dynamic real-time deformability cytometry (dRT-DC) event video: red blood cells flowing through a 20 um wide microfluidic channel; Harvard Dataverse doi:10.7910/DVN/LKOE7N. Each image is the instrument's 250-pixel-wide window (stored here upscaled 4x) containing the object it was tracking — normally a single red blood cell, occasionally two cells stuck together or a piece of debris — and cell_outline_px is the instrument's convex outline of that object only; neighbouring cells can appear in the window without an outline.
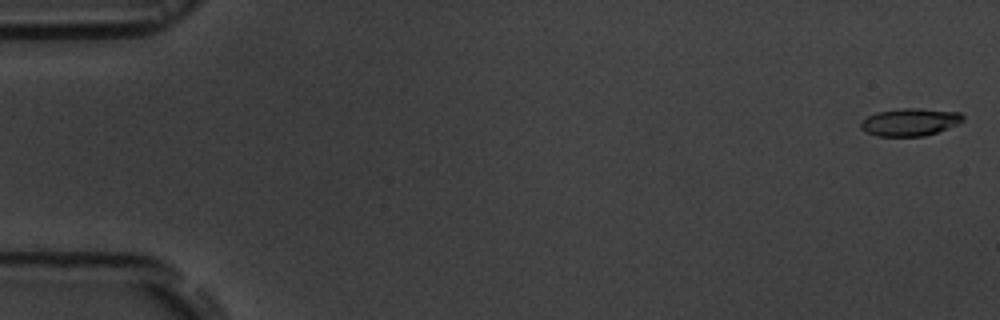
{"species": "common noctule bat (a hibernating species)", "species_latin": "Nyctalus noctula", "temperature_condition": "room temperature", "stored_images_in_passage": 6, "camera_frame_rate_fps": 3000, "um_per_image_px": 0.085, "animal": {"sex": "male", "body_mass_g": 19.5, "forearm_length_mm": 54.6}, "frame": {"image": 1, "passage_image": 1, "time_ms": 0.0, "image_size_px": [1000, 320], "cell_outline_px": [[964, 120], [960, 124], [924, 136], [876, 136], [860, 128], [860, 120], [876, 112], [904, 108], [916, 108], [960, 112], [964, 116]], "centroid_in_image_um": [77.35, 10.37], "position_along_channel_um": 7.6, "area_um2": 16.47}}
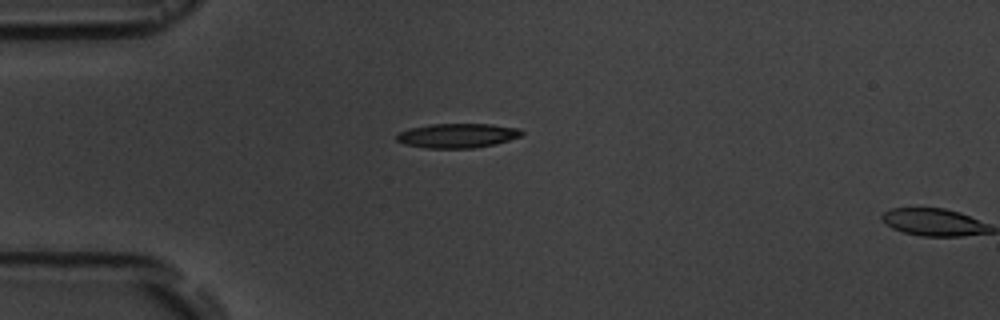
{"frame": {"image": 2, "passage_image": 5, "time_ms": 4.667, "image_size_px": [1000, 320], "cell_outline_px": [[524, 132], [520, 136], [496, 144], [472, 148], [428, 148], [404, 144], [396, 140], [396, 136], [400, 132], [408, 128], [428, 124], [492, 124], [520, 128]], "centroid_in_image_um": [38.88, 11.52], "position_along_channel_um": 46.1, "area_um2": 17.86}}